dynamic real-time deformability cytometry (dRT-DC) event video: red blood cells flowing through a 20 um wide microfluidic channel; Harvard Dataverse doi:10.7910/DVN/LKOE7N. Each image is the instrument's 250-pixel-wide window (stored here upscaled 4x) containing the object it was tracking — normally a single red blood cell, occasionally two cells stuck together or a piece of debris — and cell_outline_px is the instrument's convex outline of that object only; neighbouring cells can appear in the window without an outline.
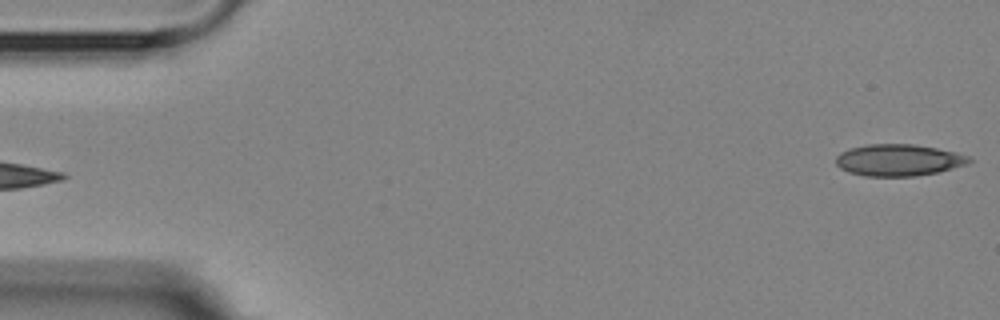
{"species": "Egyptian fruit bat (a non-hibernating species)", "species_latin": "Rousettus aegyptiacus", "temperature_condition": "room temperature", "stored_images_in_passage": 6, "segment_of_instrument_passage": [2, 2], "camera_frame_rate_fps": 3000, "um_per_image_px": 0.085, "animal": {"sex": "female"}, "frame": {"image": 1, "passage_image": 6, "time_ms": 5.667, "image_size_px": [1000, 320], "cell_outline_px": [[972, 160], [968, 164], [936, 172], [916, 176], [864, 176], [848, 172], [840, 168], [836, 164], [836, 156], [840, 152], [848, 148], [868, 144], [912, 144], [936, 148], [956, 152], [968, 156]], "centroid_in_image_um": [76.34, 13.6], "position_along_channel_um": 8.7, "area_um2": 24.62}}